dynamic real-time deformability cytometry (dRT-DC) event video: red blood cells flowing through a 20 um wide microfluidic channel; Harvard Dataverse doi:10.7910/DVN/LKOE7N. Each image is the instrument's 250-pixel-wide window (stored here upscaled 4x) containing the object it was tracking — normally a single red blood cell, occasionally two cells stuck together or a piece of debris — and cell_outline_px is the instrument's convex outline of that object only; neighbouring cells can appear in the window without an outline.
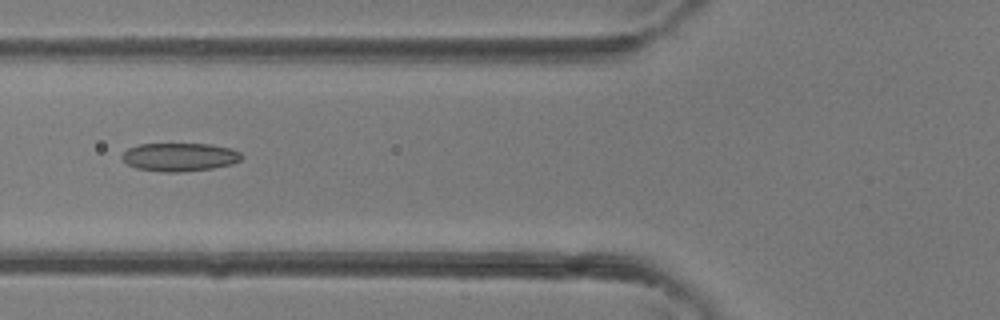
{"species": "common noctule bat (a hibernating species)", "species_latin": "Nyctalus noctula", "temperature_condition": "room temperature", "stored_images_in_passage": 5, "camera_frame_rate_fps": 3000, "um_per_image_px": 0.085, "animal": {"sex": "female"}, "frame": {"image": 1, "passage_image": 5, "time_ms": 1.333, "image_size_px": [1000, 320], "cell_outline_px": [[244, 156], [240, 160], [232, 164], [212, 168], [180, 172], [164, 172], [136, 168], [128, 164], [120, 156], [128, 148], [140, 144], [212, 144], [232, 148], [240, 152]], "centroid_in_image_um": [15.3, 13.34], "position_along_channel_um": 110.5, "area_um2": 19.77}}